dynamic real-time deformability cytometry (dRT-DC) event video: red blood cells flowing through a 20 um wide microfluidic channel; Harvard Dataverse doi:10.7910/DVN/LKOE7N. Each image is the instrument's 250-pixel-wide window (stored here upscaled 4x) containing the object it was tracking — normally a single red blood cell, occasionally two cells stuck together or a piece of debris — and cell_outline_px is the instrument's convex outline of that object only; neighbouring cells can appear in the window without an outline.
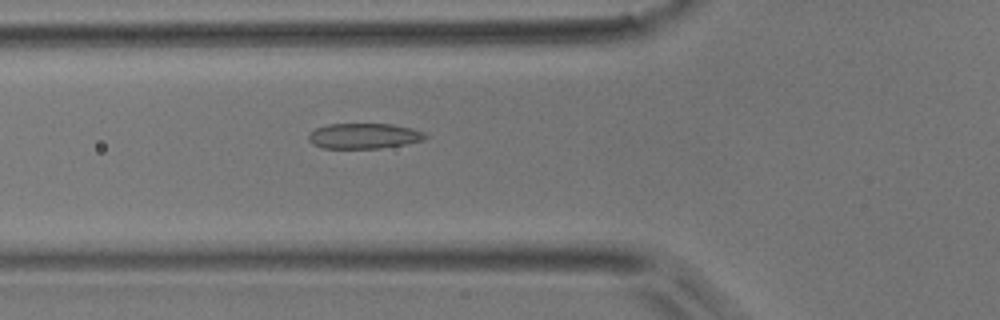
{"species": "common noctule bat (a hibernating species)", "species_latin": "Nyctalus noctula", "temperature_condition": "room temperature", "stored_images_in_passage": 37, "camera_frame_rate_fps": 3000, "um_per_image_px": 0.085, "animal": {"sex": "male", "body_mass_g": 17.9}, "frame": {"image": 1, "passage_image": 4, "time_ms": 1.0, "image_size_px": [1000, 320], "cell_outline_px": [[428, 136], [424, 140], [404, 144], [380, 148], [324, 148], [312, 144], [308, 140], [308, 132], [316, 128], [328, 124], [392, 124], [412, 128], [424, 132]], "centroid_in_image_um": [30.92, 11.55], "position_along_channel_um": 94.9, "area_um2": 17.34}}
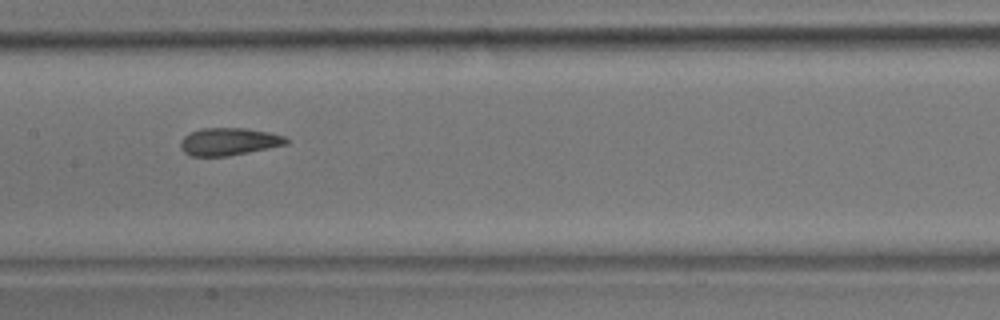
{"frame": {"image": 2, "passage_image": 11, "time_ms": 3.333, "image_size_px": [1000, 320], "cell_outline_px": [[288, 144], [228, 156], [192, 156], [184, 152], [180, 148], [180, 140], [184, 136], [200, 128], [244, 128], [268, 132], [284, 136], [288, 140]], "centroid_in_image_um": [19.43, 12.03], "position_along_channel_um": 188.0, "area_um2": 16.88}}
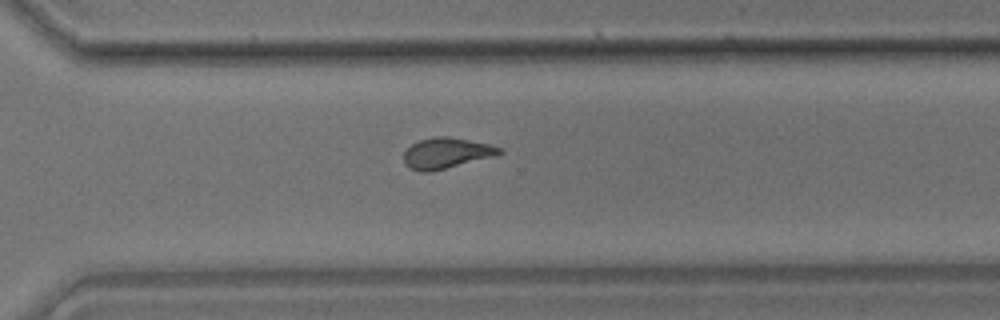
{"frame": {"image": 3, "passage_image": 22, "time_ms": 7.0, "image_size_px": [1000, 320], "cell_outline_px": [[504, 152], [492, 156], [432, 172], [420, 172], [408, 168], [404, 164], [404, 152], [412, 144], [420, 140], [436, 136], [444, 136], [468, 140], [488, 144], [500, 148]], "centroid_in_image_um": [37.88, 13.03], "position_along_channel_um": 332.7, "area_um2": 16.88}, "authors_computed_cell_mechanics": {"area_um2": 16.9354, "velocity_mm_per_s": 3.9615, "shape_relaxation_time_tau1_ms": 7.6873, "shape_relaxation_time_tau2_ms": 1.8032, "deformation_change_tau1": 0.1727, "deformation_change_tau2": 0.0629}}